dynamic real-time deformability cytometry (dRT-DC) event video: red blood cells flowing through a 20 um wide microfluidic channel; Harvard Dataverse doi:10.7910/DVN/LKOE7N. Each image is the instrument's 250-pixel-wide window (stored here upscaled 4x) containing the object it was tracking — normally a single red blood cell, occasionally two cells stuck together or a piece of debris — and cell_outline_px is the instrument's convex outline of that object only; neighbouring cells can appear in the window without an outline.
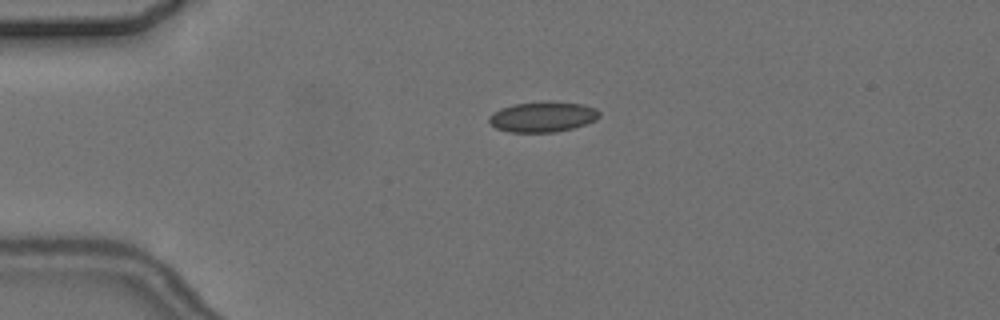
{"species": "common noctule bat (a hibernating species)", "species_latin": "Nyctalus noctula", "temperature_condition": "cold", "stored_images_in_passage": 3, "camera_frame_rate_fps": 3000, "um_per_image_px": 0.085, "animal": {"sex": "female", "body_mass_g": 24.6, "forearm_length_mm": 56.2}, "frame": {"image": 1, "passage_image": 2, "time_ms": 1.0, "image_size_px": [1000, 320], "cell_outline_px": [[600, 116], [596, 120], [572, 128], [556, 132], [508, 132], [496, 128], [488, 120], [488, 116], [492, 112], [500, 108], [512, 104], [544, 100], [552, 100], [584, 104], [596, 108], [600, 112]], "centroid_in_image_um": [46.12, 9.9], "position_along_channel_um": 38.9, "area_um2": 20.0}}